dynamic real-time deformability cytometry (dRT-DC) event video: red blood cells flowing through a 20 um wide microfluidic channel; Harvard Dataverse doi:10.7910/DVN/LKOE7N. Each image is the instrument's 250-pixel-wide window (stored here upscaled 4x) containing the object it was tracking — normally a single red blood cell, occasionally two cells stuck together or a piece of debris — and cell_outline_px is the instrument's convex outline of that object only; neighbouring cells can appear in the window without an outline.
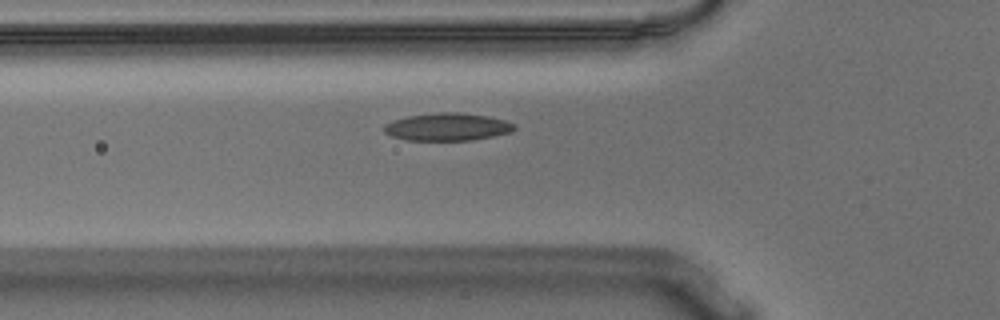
{"species": "Egyptian fruit bat (a non-hibernating species)", "species_latin": "Rousettus aegyptiacus", "temperature_condition": "warm", "stored_images_in_passage": 39, "camera_frame_rate_fps": 3000, "um_per_image_px": 0.085, "animal": {"sex": "male"}, "frame": {"image": 1, "passage_image": 8, "time_ms": 2.333, "image_size_px": [1000, 320], "cell_outline_px": [[516, 128], [512, 132], [472, 140], [408, 140], [392, 136], [384, 132], [384, 124], [392, 120], [408, 116], [440, 112], [456, 112], [484, 116], [504, 120], [516, 124]], "centroid_in_image_um": [38.02, 10.79], "position_along_channel_um": 87.8, "area_um2": 20.81}}
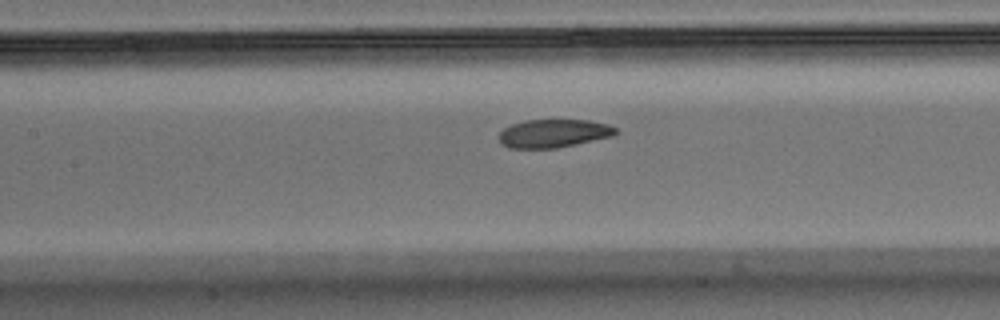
{"frame": {"image": 2, "passage_image": 14, "time_ms": 4.333, "image_size_px": [1000, 320], "cell_outline_px": [[620, 132], [612, 136], [556, 148], [508, 148], [500, 144], [500, 132], [504, 128], [512, 124], [524, 120], [588, 120], [608, 124], [616, 128]], "centroid_in_image_um": [47.05, 11.33], "position_along_channel_um": 160.3, "area_um2": 19.19}}
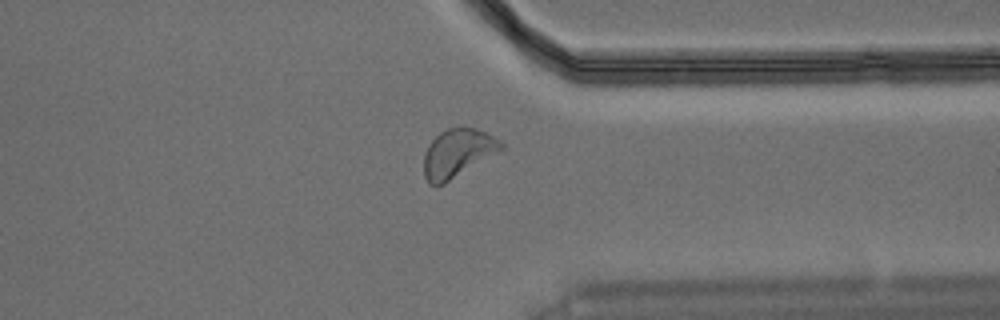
{"frame": {"image": 3, "passage_image": 32, "time_ms": 10.333, "image_size_px": [1000, 320], "cell_outline_px": [[504, 148], [444, 184], [428, 184], [424, 176], [424, 156], [428, 144], [440, 132], [448, 128], [460, 124], [476, 128], [500, 140], [504, 144]], "centroid_in_image_um": [38.88, 12.98], "position_along_channel_um": 372.5, "area_um2": 21.79}}